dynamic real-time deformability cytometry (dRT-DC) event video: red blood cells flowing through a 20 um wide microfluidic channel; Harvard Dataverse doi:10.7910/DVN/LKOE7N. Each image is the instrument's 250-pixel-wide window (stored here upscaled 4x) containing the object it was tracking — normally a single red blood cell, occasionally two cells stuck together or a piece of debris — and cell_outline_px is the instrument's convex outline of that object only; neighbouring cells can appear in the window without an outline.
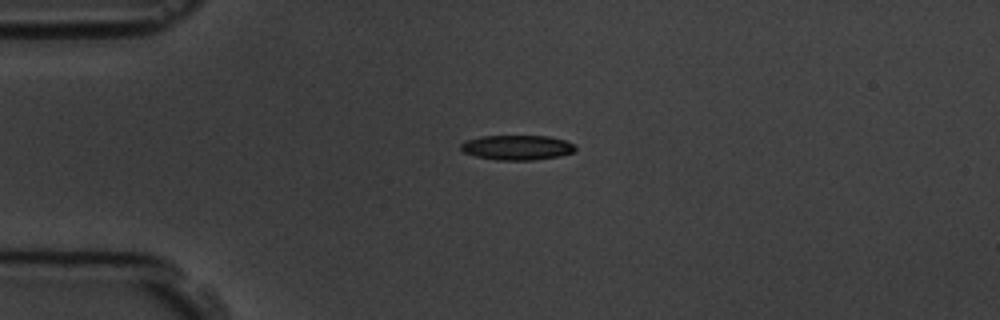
{"species": "common noctule bat (a hibernating species)", "species_latin": "Nyctalus noctula", "temperature_condition": "room temperature", "stored_images_in_passage": 4, "camera_frame_rate_fps": 3000, "um_per_image_px": 0.085, "animal": {"sex": "male", "body_mass_g": 19.5, "forearm_length_mm": 54.6}, "frame": {"image": 1, "passage_image": 3, "time_ms": 2.333, "image_size_px": [1000, 320], "cell_outline_px": [[576, 152], [560, 156], [532, 160], [496, 160], [476, 156], [464, 152], [460, 148], [460, 144], [468, 140], [480, 136], [548, 136], [564, 140], [576, 144]], "centroid_in_image_um": [44.0, 12.54], "position_along_channel_um": 41.0, "area_um2": 16.65}}